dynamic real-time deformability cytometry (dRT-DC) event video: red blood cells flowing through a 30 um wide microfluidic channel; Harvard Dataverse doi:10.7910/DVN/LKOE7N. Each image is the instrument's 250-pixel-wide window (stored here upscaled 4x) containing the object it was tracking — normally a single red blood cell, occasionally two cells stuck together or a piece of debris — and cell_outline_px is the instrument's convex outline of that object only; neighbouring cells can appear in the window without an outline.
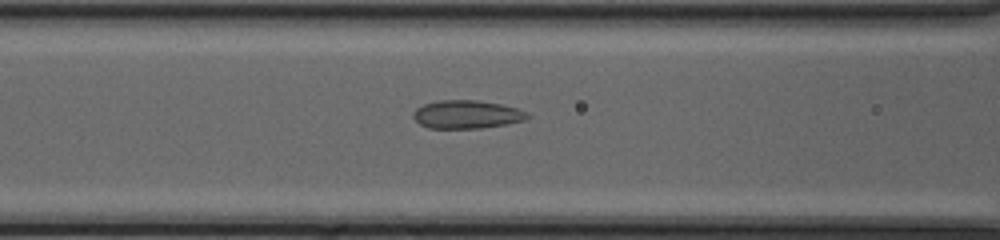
{"species": "common noctule bat (a hibernating species)", "species_latin": "Nyctalus noctula", "temperature_condition": "cold", "stored_images_in_passage": 52, "camera_frame_rate_fps": 3000, "um_per_image_px": 0.085, "animal": {"sex": "female", "body_mass_g": 20.0, "forearm_length_mm": 54.0}, "frame": {"image": 1, "passage_image": 25, "time_ms": 8.0, "image_size_px": [1000, 240], "cell_outline_px": [[532, 116], [524, 120], [504, 124], [480, 128], [428, 128], [420, 124], [412, 116], [412, 112], [416, 108], [424, 104], [440, 100], [476, 100], [500, 104], [516, 108], [528, 112]], "centroid_in_image_um": [39.66, 9.72], "position_along_channel_um": 126.9, "area_um2": 18.73}}
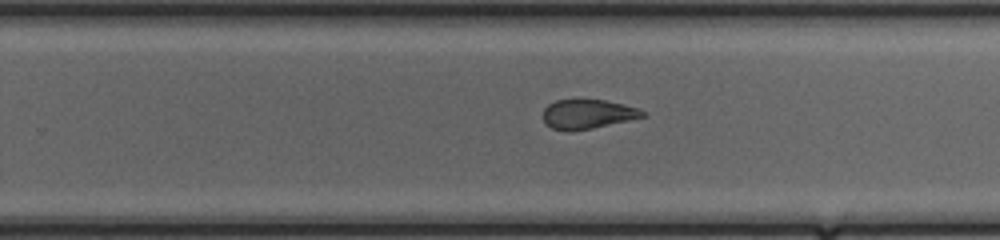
{"frame": {"image": 2, "passage_image": 36, "time_ms": 11.667, "image_size_px": [1000, 240], "cell_outline_px": [[644, 116], [628, 120], [592, 128], [572, 132], [568, 132], [552, 128], [544, 124], [544, 108], [548, 104], [556, 100], [604, 100], [624, 104], [640, 108], [644, 112]], "centroid_in_image_um": [49.91, 9.71], "position_along_channel_um": 279.9, "area_um2": 16.99}}
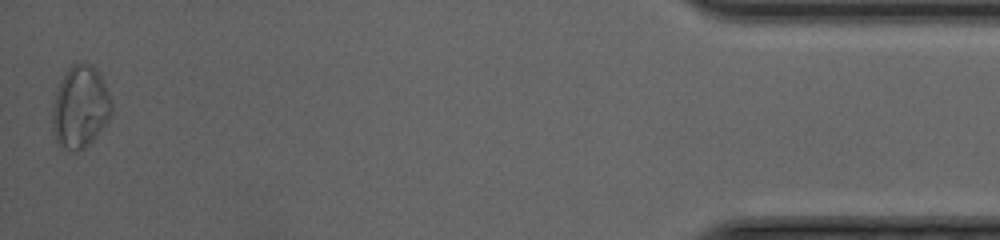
{"frame": {"image": 3, "passage_image": 52, "time_ms": 17.0, "image_size_px": [1000, 240], "cell_outline_px": [[112, 116], [92, 140], [84, 148], [76, 152], [72, 152], [60, 148], [56, 140], [52, 128], [52, 104], [60, 80], [68, 68], [72, 64], [88, 64], [96, 68], [112, 100]], "centroid_in_image_um": [6.8, 9.14], "position_along_channel_um": 428.4, "area_um2": 28.5}, "authors_computed_cell_mechanics": {"area_um2": 21.4149, "velocity_mm_per_s": 4.1714, "shape_relaxation_time_tau1_ms": null, "shape_relaxation_time_tau2_ms": 1.015, "deformation_change_tau1": null, "deformation_change_tau2": 0.0919}}